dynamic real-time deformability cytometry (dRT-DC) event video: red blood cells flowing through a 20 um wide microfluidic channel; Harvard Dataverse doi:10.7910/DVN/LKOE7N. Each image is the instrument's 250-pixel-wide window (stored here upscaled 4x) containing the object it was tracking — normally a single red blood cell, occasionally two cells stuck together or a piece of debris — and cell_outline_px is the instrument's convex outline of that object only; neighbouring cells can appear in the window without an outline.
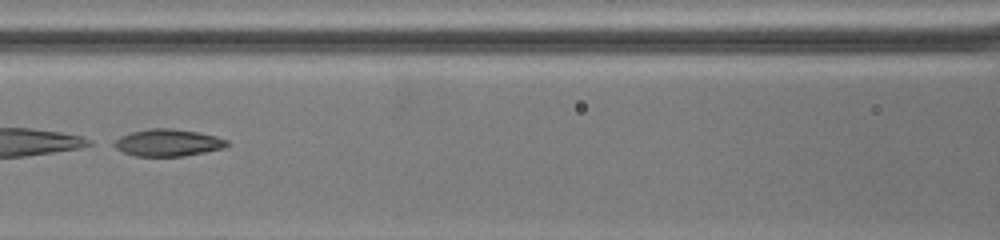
{"species": "common noctule bat (a hibernating species)", "species_latin": "Nyctalus noctula", "temperature_condition": "warm", "stored_images_in_passage": 11, "camera_frame_rate_fps": 3000, "um_per_image_px": 0.085, "animal": {"sex": "female", "body_mass_g": 19.5, "forearm_length_mm": 54.1}, "frame": {"image": 1, "passage_image": 10, "time_ms": 12.667, "image_size_px": [1000, 240], "cell_outline_px": [[232, 144], [224, 148], [184, 156], [132, 156], [108, 144], [120, 136], [132, 132], [152, 128], [172, 128], [200, 132], [216, 136], [228, 140]], "centroid_in_image_um": [14.27, 12.13], "position_along_channel_um": 152.3, "area_um2": 18.09}}